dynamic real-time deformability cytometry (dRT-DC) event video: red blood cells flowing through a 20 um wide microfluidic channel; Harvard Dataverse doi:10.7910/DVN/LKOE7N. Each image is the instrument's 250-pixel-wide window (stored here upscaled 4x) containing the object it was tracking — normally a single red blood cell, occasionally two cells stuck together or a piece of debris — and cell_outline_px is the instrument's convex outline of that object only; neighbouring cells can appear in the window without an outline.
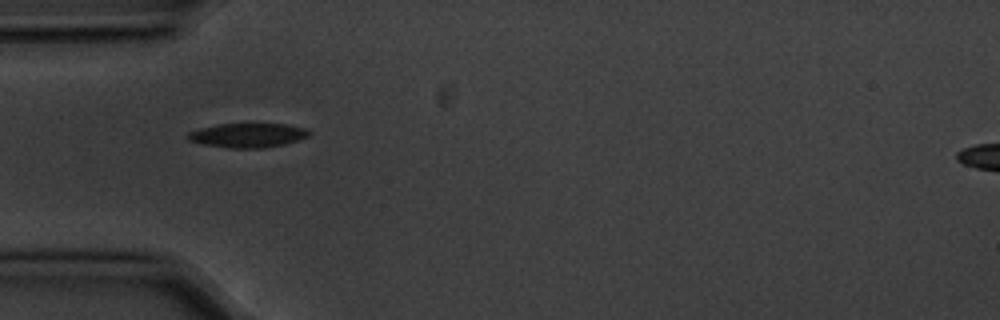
{"species": "common noctule bat (a hibernating species)", "species_latin": "Nyctalus noctula", "temperature_condition": "cold", "stored_images_in_passage": 6, "camera_frame_rate_fps": 3000, "um_per_image_px": 0.085, "animal": {"sex": "male", "body_mass_g": 20.1, "forearm_length_mm": 53.5}, "frame": {"image": 1, "passage_image": 1, "time_ms": 0.0, "image_size_px": [1000, 320], "cell_outline_px": [[312, 132], [308, 136], [284, 144], [264, 148], [228, 148], [200, 144], [188, 140], [188, 132], [200, 128], [220, 124], [284, 124], [304, 128]], "centroid_in_image_um": [21.03, 11.51], "position_along_channel_um": 64.0, "area_um2": 17.05}}